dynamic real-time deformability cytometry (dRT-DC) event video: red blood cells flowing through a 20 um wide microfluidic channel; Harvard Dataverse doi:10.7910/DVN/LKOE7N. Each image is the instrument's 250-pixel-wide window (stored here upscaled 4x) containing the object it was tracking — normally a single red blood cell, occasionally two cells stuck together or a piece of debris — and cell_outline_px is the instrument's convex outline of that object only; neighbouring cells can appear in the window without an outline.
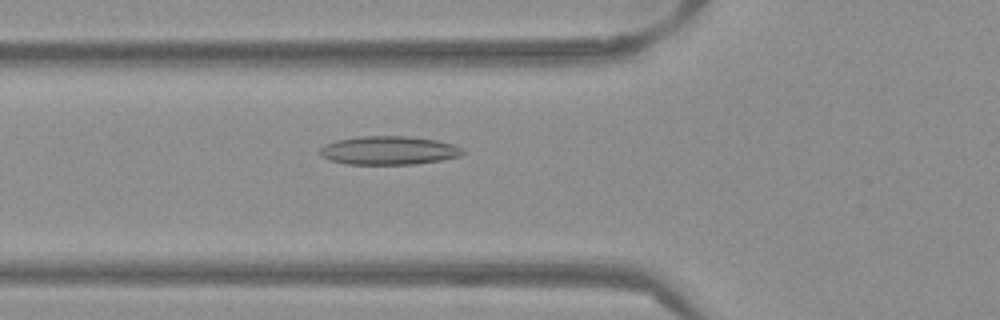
{"species": "Egyptian fruit bat (a non-hibernating species)", "species_latin": "Rousettus aegyptiacus", "temperature_condition": "warm", "stored_images_in_passage": 52, "camera_frame_rate_fps": 3000, "um_per_image_px": 0.085, "frame": {"image": 1, "passage_image": 19, "time_ms": 6.0, "image_size_px": [1000, 320], "cell_outline_px": [[464, 152], [460, 156], [440, 160], [416, 164], [348, 164], [328, 160], [320, 156], [320, 148], [336, 140], [360, 136], [408, 136], [436, 140], [452, 144], [460, 148]], "centroid_in_image_um": [33.02, 12.79], "position_along_channel_um": 92.8, "area_um2": 23.64}}
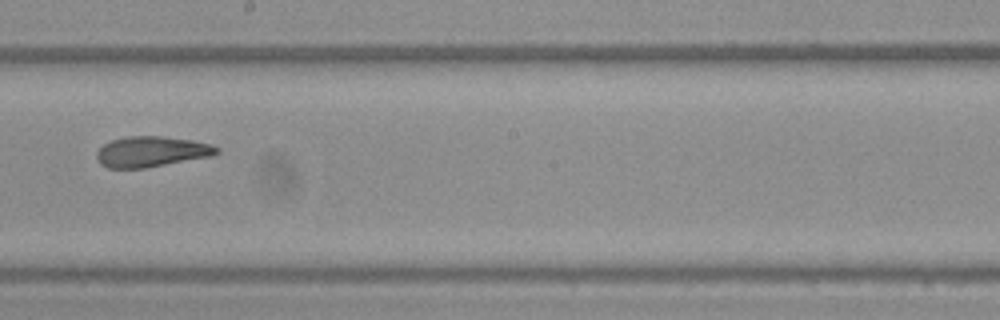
{"frame": {"image": 2, "passage_image": 30, "time_ms": 9.667, "image_size_px": [1000, 320], "cell_outline_px": [[220, 152], [212, 156], [144, 168], [108, 168], [100, 164], [96, 156], [96, 152], [104, 144], [112, 140], [128, 136], [160, 136], [192, 140], [212, 144], [220, 148]], "centroid_in_image_um": [12.89, 12.89], "position_along_channel_um": 235.3, "area_um2": 21.39}}
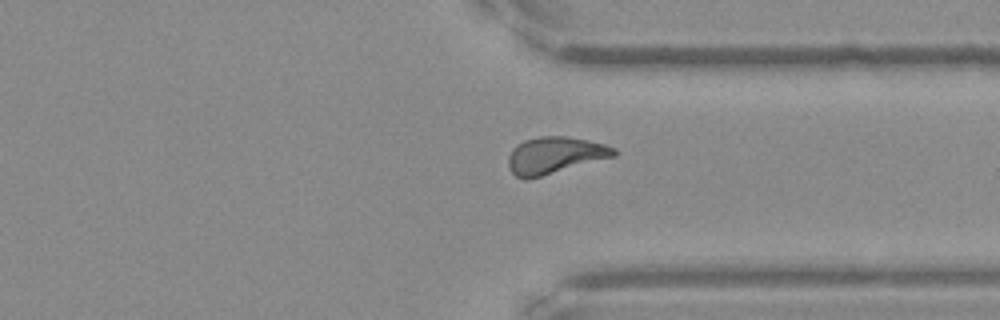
{"frame": {"image": 3, "passage_image": 40, "time_ms": 13.0, "image_size_px": [1000, 320], "cell_outline_px": [[616, 156], [528, 180], [524, 180], [516, 176], [508, 168], [508, 156], [512, 148], [516, 144], [524, 140], [540, 136], [564, 136], [604, 144], [616, 148]], "centroid_in_image_um": [47.12, 13.21], "position_along_channel_um": 364.3, "area_um2": 22.77}, "authors_computed_cell_mechanics": {"area_um2": 22.1663, "velocity_mm_per_s": 3.8708, "shape_relaxation_time_tau1_ms": null, "shape_relaxation_time_tau2_ms": 1.9778, "deformation_change_tau1": null, "deformation_change_tau2": 0.0963}}